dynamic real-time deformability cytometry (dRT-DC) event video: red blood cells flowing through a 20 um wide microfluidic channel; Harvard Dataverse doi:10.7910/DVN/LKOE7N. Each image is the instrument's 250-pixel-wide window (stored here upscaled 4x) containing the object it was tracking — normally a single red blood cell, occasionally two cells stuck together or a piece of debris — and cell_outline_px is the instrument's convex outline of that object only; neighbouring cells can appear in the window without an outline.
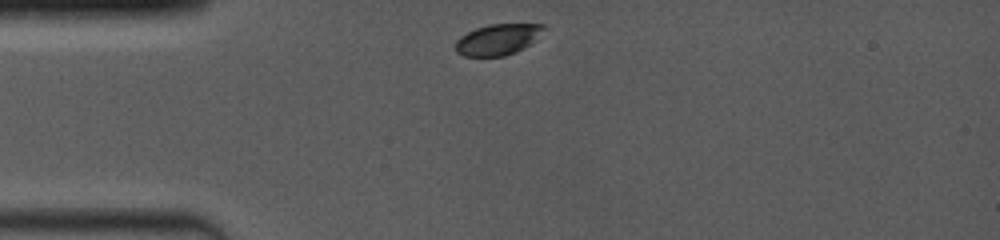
{"species": "common noctule bat (a hibernating species)", "species_latin": "Nyctalus noctula", "temperature_condition": "room temperature", "stored_images_in_passage": 18, "camera_frame_rate_fps": 4000, "um_per_image_px": 0.085, "animal": {"sex": "female", "body_mass_g": 19.0, "forearm_length_mm": 53.3}, "frame": {"image": 1, "passage_image": 1, "time_ms": 0.0, "image_size_px": [1000, 240], "cell_outline_px": [[548, 28], [524, 48], [516, 52], [504, 56], [464, 56], [456, 52], [456, 40], [460, 36], [476, 28], [488, 24], [544, 24]], "centroid_in_image_um": [42.33, 3.35], "position_along_channel_um": 42.7, "area_um2": 15.95}}
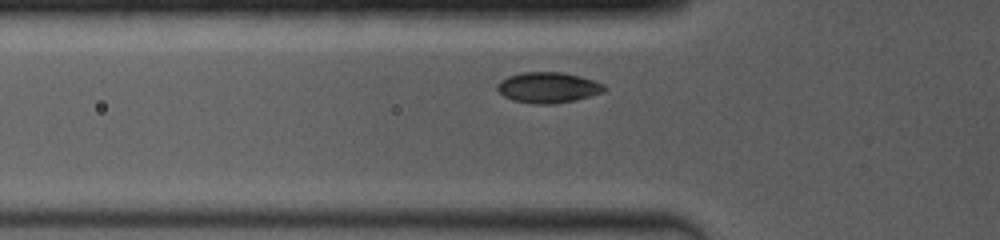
{"frame": {"image": 2, "passage_image": 11, "time_ms": 1.5, "image_size_px": [1000, 240], "cell_outline_px": [[608, 88], [604, 92], [576, 100], [552, 104], [532, 104], [512, 100], [504, 96], [496, 88], [496, 84], [500, 80], [508, 76], [520, 72], [560, 72], [580, 76], [604, 84]], "centroid_in_image_um": [46.58, 7.44], "position_along_channel_um": 79.2, "area_um2": 19.31}}
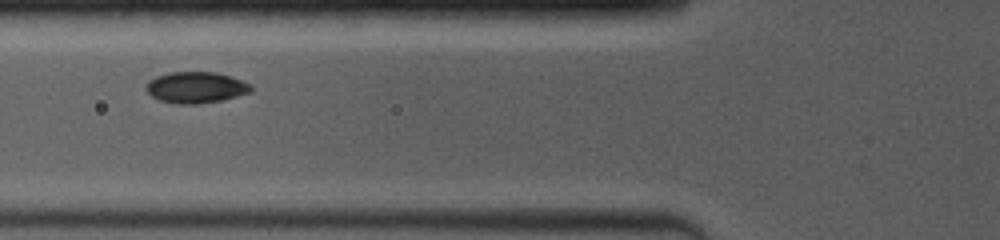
{"frame": {"image": 3, "passage_image": 17, "time_ms": 2.25, "image_size_px": [1000, 240], "cell_outline_px": [[252, 92], [220, 100], [200, 104], [176, 104], [160, 100], [152, 96], [144, 88], [148, 80], [156, 76], [168, 72], [216, 72], [240, 80], [248, 84], [252, 88]], "centroid_in_image_um": [16.59, 7.43], "position_along_channel_um": 109.2, "area_um2": 19.02}}